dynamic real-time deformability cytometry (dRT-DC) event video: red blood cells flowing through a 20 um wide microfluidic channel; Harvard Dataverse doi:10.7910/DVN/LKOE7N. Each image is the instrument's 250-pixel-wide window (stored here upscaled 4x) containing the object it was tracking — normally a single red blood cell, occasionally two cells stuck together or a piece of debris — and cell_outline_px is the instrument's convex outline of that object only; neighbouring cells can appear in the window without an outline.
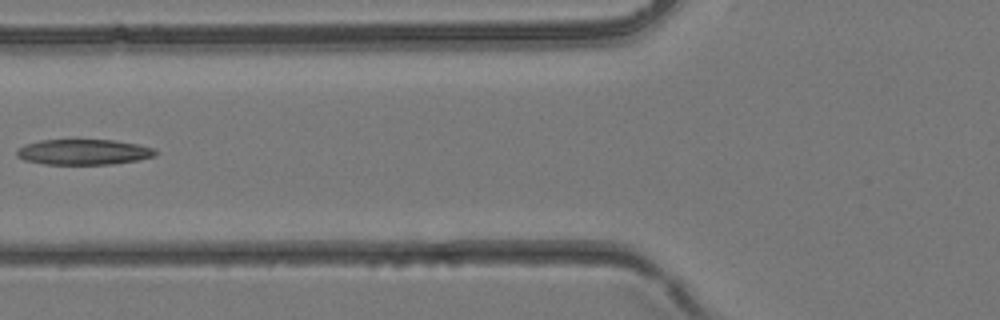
{"species": "common noctule bat (a hibernating species)", "species_latin": "Nyctalus noctula", "temperature_condition": "room temperature", "stored_images_in_passage": 3, "camera_frame_rate_fps": 3000, "um_per_image_px": 0.085, "animal": {"sex": "female", "body_mass_g": 24.6, "forearm_length_mm": 56.2}, "frame": {"image": 1, "passage_image": 3, "time_ms": 0.667, "image_size_px": [1000, 320], "cell_outline_px": [[156, 156], [136, 160], [112, 164], [44, 164], [24, 160], [16, 156], [16, 148], [24, 144], [40, 140], [112, 140], [136, 144], [152, 148], [156, 152]], "centroid_in_image_um": [7.03, 12.92], "position_along_channel_um": 118.8, "area_um2": 20.52}}